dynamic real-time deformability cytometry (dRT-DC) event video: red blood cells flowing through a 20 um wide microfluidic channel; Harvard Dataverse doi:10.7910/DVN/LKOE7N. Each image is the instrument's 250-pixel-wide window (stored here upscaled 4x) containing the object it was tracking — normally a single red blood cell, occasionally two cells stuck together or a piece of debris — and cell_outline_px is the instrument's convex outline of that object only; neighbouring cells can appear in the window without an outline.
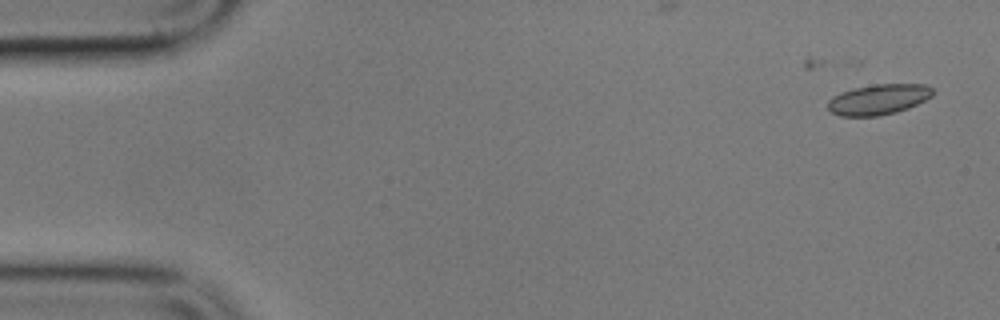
{"species": "common noctule bat (a hibernating species)", "species_latin": "Nyctalus noctula", "temperature_condition": "cold", "stored_images_in_passage": 6, "camera_frame_rate_fps": 3000, "um_per_image_px": 0.085, "animal": {"sex": "male", "body_mass_g": 17.9}, "frame": {"image": 1, "passage_image": 1, "time_ms": 0.0, "image_size_px": [1000, 320], "cell_outline_px": [[936, 92], [932, 96], [908, 108], [896, 112], [880, 116], [840, 116], [832, 112], [828, 108], [828, 100], [832, 96], [840, 92], [852, 88], [876, 84], [928, 84]], "centroid_in_image_um": [74.68, 8.44], "position_along_channel_um": 10.3, "area_um2": 18.79}}
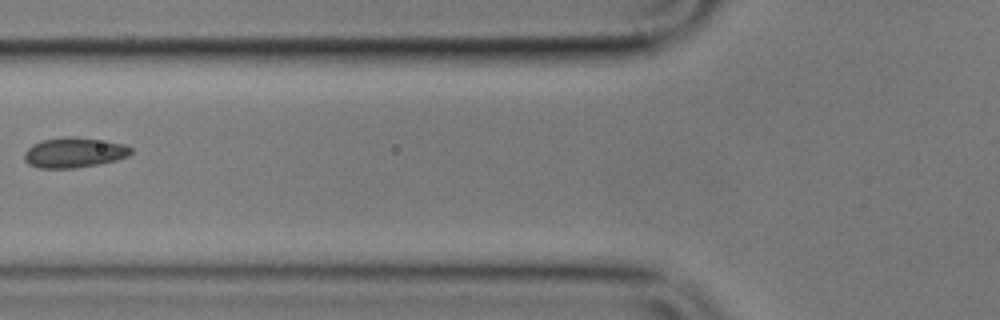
{"frame": {"image": 2, "passage_image": 6, "time_ms": 6.667, "image_size_px": [1000, 320], "cell_outline_px": [[132, 152], [128, 156], [116, 160], [96, 164], [72, 168], [40, 168], [28, 164], [24, 160], [24, 152], [32, 144], [44, 140], [68, 136], [72, 136], [124, 144], [132, 148]], "centroid_in_image_um": [6.27, 12.97], "position_along_channel_um": 119.5, "area_um2": 18.5}}